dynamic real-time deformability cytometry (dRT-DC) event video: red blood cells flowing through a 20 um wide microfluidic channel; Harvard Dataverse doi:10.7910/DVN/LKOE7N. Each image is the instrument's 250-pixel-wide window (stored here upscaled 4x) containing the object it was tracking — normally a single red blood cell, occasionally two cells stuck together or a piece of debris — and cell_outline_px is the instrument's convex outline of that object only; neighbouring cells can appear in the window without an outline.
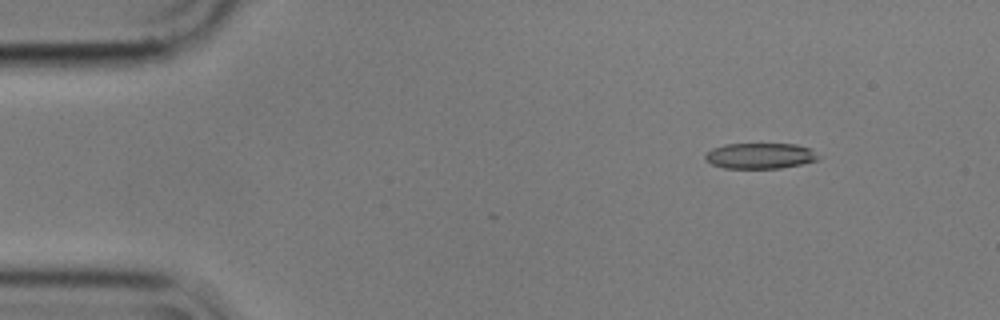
{"species": "common noctule bat (a hibernating species)", "species_latin": "Nyctalus noctula", "temperature_condition": "cold", "stored_images_in_passage": 7, "camera_frame_rate_fps": 3000, "um_per_image_px": 0.085, "animal": {"sex": "male", "body_mass_g": 17.9}, "frame": {"image": 1, "passage_image": 2, "time_ms": 0.333, "image_size_px": [1000, 320], "cell_outline_px": [[824, 156], [820, 160], [780, 168], [724, 168], [712, 164], [704, 160], [704, 156], [712, 148], [724, 144], [796, 144], [812, 148]], "centroid_in_image_um": [64.69, 13.24], "position_along_channel_um": 20.3, "area_um2": 17.28}}
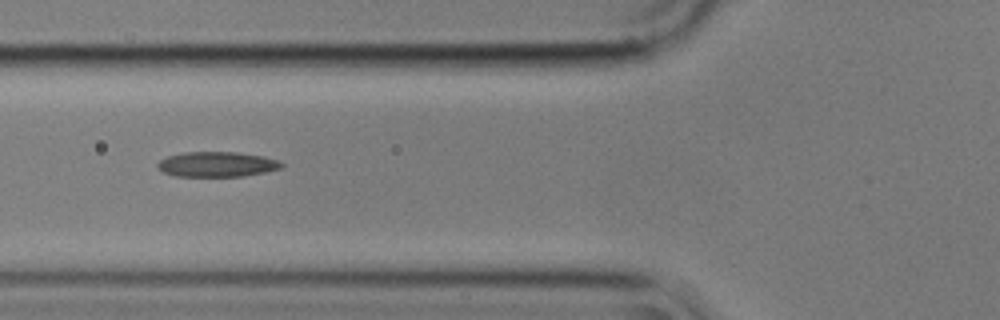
{"frame": {"image": 2, "passage_image": 6, "time_ms": 1.667, "image_size_px": [1000, 320], "cell_outline_px": [[284, 164], [280, 168], [264, 172], [244, 176], [176, 176], [164, 172], [156, 164], [160, 160], [168, 156], [184, 152], [236, 152], [264, 156], [280, 160]], "centroid_in_image_um": [18.47, 13.96], "position_along_channel_um": 107.3, "area_um2": 18.03}}
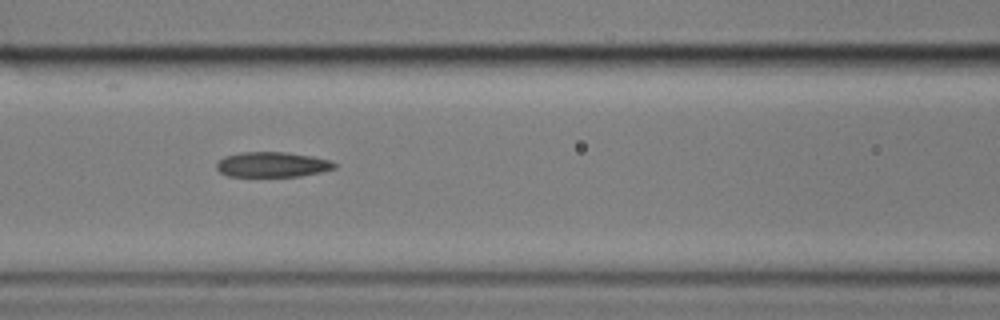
{"frame": {"image": 3, "passage_image": 7, "time_ms": 2.0, "image_size_px": [1000, 320], "cell_outline_px": [[336, 168], [320, 172], [300, 176], [228, 176], [220, 172], [216, 168], [216, 164], [224, 156], [244, 152], [284, 152], [312, 156], [328, 160], [336, 164]], "centroid_in_image_um": [23.13, 13.99], "position_along_channel_um": 143.5, "area_um2": 17.11}}